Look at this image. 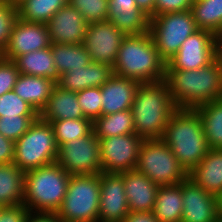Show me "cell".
Wrapping results in <instances>:
<instances>
[{
    "mask_svg": "<svg viewBox=\"0 0 222 222\" xmlns=\"http://www.w3.org/2000/svg\"><path fill=\"white\" fill-rule=\"evenodd\" d=\"M172 101L180 109H196L222 98V66L216 58L197 70H166Z\"/></svg>",
    "mask_w": 222,
    "mask_h": 222,
    "instance_id": "cell-1",
    "label": "cell"
},
{
    "mask_svg": "<svg viewBox=\"0 0 222 222\" xmlns=\"http://www.w3.org/2000/svg\"><path fill=\"white\" fill-rule=\"evenodd\" d=\"M176 109L165 80L140 83L131 106L135 134L143 139H162Z\"/></svg>",
    "mask_w": 222,
    "mask_h": 222,
    "instance_id": "cell-2",
    "label": "cell"
},
{
    "mask_svg": "<svg viewBox=\"0 0 222 222\" xmlns=\"http://www.w3.org/2000/svg\"><path fill=\"white\" fill-rule=\"evenodd\" d=\"M162 140L187 173L199 164L210 149L201 116L196 109L177 108L169 119Z\"/></svg>",
    "mask_w": 222,
    "mask_h": 222,
    "instance_id": "cell-3",
    "label": "cell"
},
{
    "mask_svg": "<svg viewBox=\"0 0 222 222\" xmlns=\"http://www.w3.org/2000/svg\"><path fill=\"white\" fill-rule=\"evenodd\" d=\"M166 62L159 56L151 33L126 35L118 49L113 73L140 83L165 80Z\"/></svg>",
    "mask_w": 222,
    "mask_h": 222,
    "instance_id": "cell-4",
    "label": "cell"
},
{
    "mask_svg": "<svg viewBox=\"0 0 222 222\" xmlns=\"http://www.w3.org/2000/svg\"><path fill=\"white\" fill-rule=\"evenodd\" d=\"M70 176L57 162L25 172L23 204L29 211L57 213Z\"/></svg>",
    "mask_w": 222,
    "mask_h": 222,
    "instance_id": "cell-5",
    "label": "cell"
},
{
    "mask_svg": "<svg viewBox=\"0 0 222 222\" xmlns=\"http://www.w3.org/2000/svg\"><path fill=\"white\" fill-rule=\"evenodd\" d=\"M99 205L100 174L71 175L56 214L63 222H98Z\"/></svg>",
    "mask_w": 222,
    "mask_h": 222,
    "instance_id": "cell-6",
    "label": "cell"
},
{
    "mask_svg": "<svg viewBox=\"0 0 222 222\" xmlns=\"http://www.w3.org/2000/svg\"><path fill=\"white\" fill-rule=\"evenodd\" d=\"M57 153L52 125L38 117L15 142L13 163L25 173L56 162Z\"/></svg>",
    "mask_w": 222,
    "mask_h": 222,
    "instance_id": "cell-7",
    "label": "cell"
},
{
    "mask_svg": "<svg viewBox=\"0 0 222 222\" xmlns=\"http://www.w3.org/2000/svg\"><path fill=\"white\" fill-rule=\"evenodd\" d=\"M159 186L180 184L188 173L162 139H144L135 168Z\"/></svg>",
    "mask_w": 222,
    "mask_h": 222,
    "instance_id": "cell-8",
    "label": "cell"
},
{
    "mask_svg": "<svg viewBox=\"0 0 222 222\" xmlns=\"http://www.w3.org/2000/svg\"><path fill=\"white\" fill-rule=\"evenodd\" d=\"M197 26L190 10L166 13L150 18L149 32L159 56L167 62Z\"/></svg>",
    "mask_w": 222,
    "mask_h": 222,
    "instance_id": "cell-9",
    "label": "cell"
},
{
    "mask_svg": "<svg viewBox=\"0 0 222 222\" xmlns=\"http://www.w3.org/2000/svg\"><path fill=\"white\" fill-rule=\"evenodd\" d=\"M56 162L70 175L100 174L101 152L99 139L89 135L58 146Z\"/></svg>",
    "mask_w": 222,
    "mask_h": 222,
    "instance_id": "cell-10",
    "label": "cell"
},
{
    "mask_svg": "<svg viewBox=\"0 0 222 222\" xmlns=\"http://www.w3.org/2000/svg\"><path fill=\"white\" fill-rule=\"evenodd\" d=\"M143 141L135 133L99 139L102 172L119 174L134 170Z\"/></svg>",
    "mask_w": 222,
    "mask_h": 222,
    "instance_id": "cell-11",
    "label": "cell"
},
{
    "mask_svg": "<svg viewBox=\"0 0 222 222\" xmlns=\"http://www.w3.org/2000/svg\"><path fill=\"white\" fill-rule=\"evenodd\" d=\"M216 59V39L210 31L198 29L180 46L177 53L166 62V70H197Z\"/></svg>",
    "mask_w": 222,
    "mask_h": 222,
    "instance_id": "cell-12",
    "label": "cell"
},
{
    "mask_svg": "<svg viewBox=\"0 0 222 222\" xmlns=\"http://www.w3.org/2000/svg\"><path fill=\"white\" fill-rule=\"evenodd\" d=\"M125 36L109 20L89 24L83 44L90 55L91 62L104 63L113 67Z\"/></svg>",
    "mask_w": 222,
    "mask_h": 222,
    "instance_id": "cell-13",
    "label": "cell"
},
{
    "mask_svg": "<svg viewBox=\"0 0 222 222\" xmlns=\"http://www.w3.org/2000/svg\"><path fill=\"white\" fill-rule=\"evenodd\" d=\"M50 46L51 41L47 24L27 22L18 17L13 26L9 43L1 56L14 61L18 56Z\"/></svg>",
    "mask_w": 222,
    "mask_h": 222,
    "instance_id": "cell-14",
    "label": "cell"
},
{
    "mask_svg": "<svg viewBox=\"0 0 222 222\" xmlns=\"http://www.w3.org/2000/svg\"><path fill=\"white\" fill-rule=\"evenodd\" d=\"M129 214L123 175L100 173V205L98 222H121Z\"/></svg>",
    "mask_w": 222,
    "mask_h": 222,
    "instance_id": "cell-15",
    "label": "cell"
},
{
    "mask_svg": "<svg viewBox=\"0 0 222 222\" xmlns=\"http://www.w3.org/2000/svg\"><path fill=\"white\" fill-rule=\"evenodd\" d=\"M182 202L181 222H217V197L199 187L189 177L182 181Z\"/></svg>",
    "mask_w": 222,
    "mask_h": 222,
    "instance_id": "cell-16",
    "label": "cell"
},
{
    "mask_svg": "<svg viewBox=\"0 0 222 222\" xmlns=\"http://www.w3.org/2000/svg\"><path fill=\"white\" fill-rule=\"evenodd\" d=\"M51 43L81 44L89 26L70 4H65L46 23Z\"/></svg>",
    "mask_w": 222,
    "mask_h": 222,
    "instance_id": "cell-17",
    "label": "cell"
},
{
    "mask_svg": "<svg viewBox=\"0 0 222 222\" xmlns=\"http://www.w3.org/2000/svg\"><path fill=\"white\" fill-rule=\"evenodd\" d=\"M140 82L119 76L115 73L101 89V116L131 109Z\"/></svg>",
    "mask_w": 222,
    "mask_h": 222,
    "instance_id": "cell-18",
    "label": "cell"
},
{
    "mask_svg": "<svg viewBox=\"0 0 222 222\" xmlns=\"http://www.w3.org/2000/svg\"><path fill=\"white\" fill-rule=\"evenodd\" d=\"M129 212H150L159 185L136 169L122 172Z\"/></svg>",
    "mask_w": 222,
    "mask_h": 222,
    "instance_id": "cell-19",
    "label": "cell"
},
{
    "mask_svg": "<svg viewBox=\"0 0 222 222\" xmlns=\"http://www.w3.org/2000/svg\"><path fill=\"white\" fill-rule=\"evenodd\" d=\"M108 20L125 35L149 31L150 18L136 6L135 0H109Z\"/></svg>",
    "mask_w": 222,
    "mask_h": 222,
    "instance_id": "cell-20",
    "label": "cell"
},
{
    "mask_svg": "<svg viewBox=\"0 0 222 222\" xmlns=\"http://www.w3.org/2000/svg\"><path fill=\"white\" fill-rule=\"evenodd\" d=\"M113 74V67L90 62L84 68L70 70L60 75L56 83L63 90L79 92L89 87H101Z\"/></svg>",
    "mask_w": 222,
    "mask_h": 222,
    "instance_id": "cell-21",
    "label": "cell"
},
{
    "mask_svg": "<svg viewBox=\"0 0 222 222\" xmlns=\"http://www.w3.org/2000/svg\"><path fill=\"white\" fill-rule=\"evenodd\" d=\"M199 187L218 197L222 194V149H209L199 164L188 173Z\"/></svg>",
    "mask_w": 222,
    "mask_h": 222,
    "instance_id": "cell-22",
    "label": "cell"
},
{
    "mask_svg": "<svg viewBox=\"0 0 222 222\" xmlns=\"http://www.w3.org/2000/svg\"><path fill=\"white\" fill-rule=\"evenodd\" d=\"M39 117L49 123L57 120L86 118L78 103L77 92L63 90L57 85L53 88Z\"/></svg>",
    "mask_w": 222,
    "mask_h": 222,
    "instance_id": "cell-23",
    "label": "cell"
},
{
    "mask_svg": "<svg viewBox=\"0 0 222 222\" xmlns=\"http://www.w3.org/2000/svg\"><path fill=\"white\" fill-rule=\"evenodd\" d=\"M56 82L39 76L19 74L13 91L40 113L47 104Z\"/></svg>",
    "mask_w": 222,
    "mask_h": 222,
    "instance_id": "cell-24",
    "label": "cell"
},
{
    "mask_svg": "<svg viewBox=\"0 0 222 222\" xmlns=\"http://www.w3.org/2000/svg\"><path fill=\"white\" fill-rule=\"evenodd\" d=\"M14 63L19 74L45 77L58 82L60 74L54 65L51 47L18 56Z\"/></svg>",
    "mask_w": 222,
    "mask_h": 222,
    "instance_id": "cell-25",
    "label": "cell"
},
{
    "mask_svg": "<svg viewBox=\"0 0 222 222\" xmlns=\"http://www.w3.org/2000/svg\"><path fill=\"white\" fill-rule=\"evenodd\" d=\"M182 203V182L159 186L152 212L159 222H181Z\"/></svg>",
    "mask_w": 222,
    "mask_h": 222,
    "instance_id": "cell-26",
    "label": "cell"
},
{
    "mask_svg": "<svg viewBox=\"0 0 222 222\" xmlns=\"http://www.w3.org/2000/svg\"><path fill=\"white\" fill-rule=\"evenodd\" d=\"M24 175L14 163L0 165V206L23 204Z\"/></svg>",
    "mask_w": 222,
    "mask_h": 222,
    "instance_id": "cell-27",
    "label": "cell"
},
{
    "mask_svg": "<svg viewBox=\"0 0 222 222\" xmlns=\"http://www.w3.org/2000/svg\"><path fill=\"white\" fill-rule=\"evenodd\" d=\"M50 47L54 59V65L57 67L60 75L70 70L84 68L91 62L90 55L83 43H51Z\"/></svg>",
    "mask_w": 222,
    "mask_h": 222,
    "instance_id": "cell-28",
    "label": "cell"
},
{
    "mask_svg": "<svg viewBox=\"0 0 222 222\" xmlns=\"http://www.w3.org/2000/svg\"><path fill=\"white\" fill-rule=\"evenodd\" d=\"M210 149H222V98L196 108Z\"/></svg>",
    "mask_w": 222,
    "mask_h": 222,
    "instance_id": "cell-29",
    "label": "cell"
},
{
    "mask_svg": "<svg viewBox=\"0 0 222 222\" xmlns=\"http://www.w3.org/2000/svg\"><path fill=\"white\" fill-rule=\"evenodd\" d=\"M93 132L98 139L135 133L131 109L96 118Z\"/></svg>",
    "mask_w": 222,
    "mask_h": 222,
    "instance_id": "cell-30",
    "label": "cell"
},
{
    "mask_svg": "<svg viewBox=\"0 0 222 222\" xmlns=\"http://www.w3.org/2000/svg\"><path fill=\"white\" fill-rule=\"evenodd\" d=\"M190 11L197 29L214 35L222 29V0H194Z\"/></svg>",
    "mask_w": 222,
    "mask_h": 222,
    "instance_id": "cell-31",
    "label": "cell"
},
{
    "mask_svg": "<svg viewBox=\"0 0 222 222\" xmlns=\"http://www.w3.org/2000/svg\"><path fill=\"white\" fill-rule=\"evenodd\" d=\"M67 0H24L18 5L19 18L27 22L47 23Z\"/></svg>",
    "mask_w": 222,
    "mask_h": 222,
    "instance_id": "cell-32",
    "label": "cell"
},
{
    "mask_svg": "<svg viewBox=\"0 0 222 222\" xmlns=\"http://www.w3.org/2000/svg\"><path fill=\"white\" fill-rule=\"evenodd\" d=\"M57 146L80 139L93 131V121L88 118L51 121Z\"/></svg>",
    "mask_w": 222,
    "mask_h": 222,
    "instance_id": "cell-33",
    "label": "cell"
},
{
    "mask_svg": "<svg viewBox=\"0 0 222 222\" xmlns=\"http://www.w3.org/2000/svg\"><path fill=\"white\" fill-rule=\"evenodd\" d=\"M89 24L108 20L109 0H67Z\"/></svg>",
    "mask_w": 222,
    "mask_h": 222,
    "instance_id": "cell-34",
    "label": "cell"
},
{
    "mask_svg": "<svg viewBox=\"0 0 222 222\" xmlns=\"http://www.w3.org/2000/svg\"><path fill=\"white\" fill-rule=\"evenodd\" d=\"M39 116V113L25 100L21 99L13 90L0 96L1 116Z\"/></svg>",
    "mask_w": 222,
    "mask_h": 222,
    "instance_id": "cell-35",
    "label": "cell"
},
{
    "mask_svg": "<svg viewBox=\"0 0 222 222\" xmlns=\"http://www.w3.org/2000/svg\"><path fill=\"white\" fill-rule=\"evenodd\" d=\"M39 116H1L0 134L16 142Z\"/></svg>",
    "mask_w": 222,
    "mask_h": 222,
    "instance_id": "cell-36",
    "label": "cell"
},
{
    "mask_svg": "<svg viewBox=\"0 0 222 222\" xmlns=\"http://www.w3.org/2000/svg\"><path fill=\"white\" fill-rule=\"evenodd\" d=\"M78 103L84 116L92 121L101 116L102 95L100 87H89L77 92Z\"/></svg>",
    "mask_w": 222,
    "mask_h": 222,
    "instance_id": "cell-37",
    "label": "cell"
},
{
    "mask_svg": "<svg viewBox=\"0 0 222 222\" xmlns=\"http://www.w3.org/2000/svg\"><path fill=\"white\" fill-rule=\"evenodd\" d=\"M18 17V6L8 2L0 4V55L9 43L13 26Z\"/></svg>",
    "mask_w": 222,
    "mask_h": 222,
    "instance_id": "cell-38",
    "label": "cell"
},
{
    "mask_svg": "<svg viewBox=\"0 0 222 222\" xmlns=\"http://www.w3.org/2000/svg\"><path fill=\"white\" fill-rule=\"evenodd\" d=\"M19 70L13 60L0 55V96L13 90Z\"/></svg>",
    "mask_w": 222,
    "mask_h": 222,
    "instance_id": "cell-39",
    "label": "cell"
},
{
    "mask_svg": "<svg viewBox=\"0 0 222 222\" xmlns=\"http://www.w3.org/2000/svg\"><path fill=\"white\" fill-rule=\"evenodd\" d=\"M194 0H155L154 16L191 10Z\"/></svg>",
    "mask_w": 222,
    "mask_h": 222,
    "instance_id": "cell-40",
    "label": "cell"
},
{
    "mask_svg": "<svg viewBox=\"0 0 222 222\" xmlns=\"http://www.w3.org/2000/svg\"><path fill=\"white\" fill-rule=\"evenodd\" d=\"M29 212L24 204L1 207L0 222H25Z\"/></svg>",
    "mask_w": 222,
    "mask_h": 222,
    "instance_id": "cell-41",
    "label": "cell"
},
{
    "mask_svg": "<svg viewBox=\"0 0 222 222\" xmlns=\"http://www.w3.org/2000/svg\"><path fill=\"white\" fill-rule=\"evenodd\" d=\"M15 142L0 134V165L14 162Z\"/></svg>",
    "mask_w": 222,
    "mask_h": 222,
    "instance_id": "cell-42",
    "label": "cell"
},
{
    "mask_svg": "<svg viewBox=\"0 0 222 222\" xmlns=\"http://www.w3.org/2000/svg\"><path fill=\"white\" fill-rule=\"evenodd\" d=\"M25 222H63L54 212L30 211Z\"/></svg>",
    "mask_w": 222,
    "mask_h": 222,
    "instance_id": "cell-43",
    "label": "cell"
},
{
    "mask_svg": "<svg viewBox=\"0 0 222 222\" xmlns=\"http://www.w3.org/2000/svg\"><path fill=\"white\" fill-rule=\"evenodd\" d=\"M121 222H159L152 211L129 212Z\"/></svg>",
    "mask_w": 222,
    "mask_h": 222,
    "instance_id": "cell-44",
    "label": "cell"
},
{
    "mask_svg": "<svg viewBox=\"0 0 222 222\" xmlns=\"http://www.w3.org/2000/svg\"><path fill=\"white\" fill-rule=\"evenodd\" d=\"M135 4L149 18L154 17L155 0H135Z\"/></svg>",
    "mask_w": 222,
    "mask_h": 222,
    "instance_id": "cell-45",
    "label": "cell"
},
{
    "mask_svg": "<svg viewBox=\"0 0 222 222\" xmlns=\"http://www.w3.org/2000/svg\"><path fill=\"white\" fill-rule=\"evenodd\" d=\"M216 39V58L222 59V29L215 35Z\"/></svg>",
    "mask_w": 222,
    "mask_h": 222,
    "instance_id": "cell-46",
    "label": "cell"
},
{
    "mask_svg": "<svg viewBox=\"0 0 222 222\" xmlns=\"http://www.w3.org/2000/svg\"><path fill=\"white\" fill-rule=\"evenodd\" d=\"M218 200V218H222V194L217 197Z\"/></svg>",
    "mask_w": 222,
    "mask_h": 222,
    "instance_id": "cell-47",
    "label": "cell"
},
{
    "mask_svg": "<svg viewBox=\"0 0 222 222\" xmlns=\"http://www.w3.org/2000/svg\"><path fill=\"white\" fill-rule=\"evenodd\" d=\"M24 0H7L8 3L11 5L18 6L20 3H22Z\"/></svg>",
    "mask_w": 222,
    "mask_h": 222,
    "instance_id": "cell-48",
    "label": "cell"
},
{
    "mask_svg": "<svg viewBox=\"0 0 222 222\" xmlns=\"http://www.w3.org/2000/svg\"><path fill=\"white\" fill-rule=\"evenodd\" d=\"M4 2H7V0H0V4L4 3Z\"/></svg>",
    "mask_w": 222,
    "mask_h": 222,
    "instance_id": "cell-49",
    "label": "cell"
},
{
    "mask_svg": "<svg viewBox=\"0 0 222 222\" xmlns=\"http://www.w3.org/2000/svg\"><path fill=\"white\" fill-rule=\"evenodd\" d=\"M217 222H222V218H218Z\"/></svg>",
    "mask_w": 222,
    "mask_h": 222,
    "instance_id": "cell-50",
    "label": "cell"
}]
</instances>
